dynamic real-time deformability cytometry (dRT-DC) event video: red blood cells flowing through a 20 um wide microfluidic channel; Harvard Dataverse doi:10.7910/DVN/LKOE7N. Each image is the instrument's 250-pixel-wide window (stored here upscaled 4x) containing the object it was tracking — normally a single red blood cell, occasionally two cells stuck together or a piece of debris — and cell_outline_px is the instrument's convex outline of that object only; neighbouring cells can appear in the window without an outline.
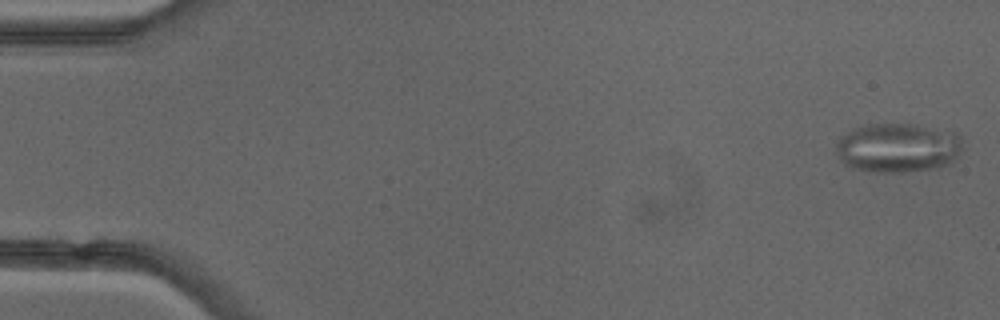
{"species": "common noctule bat (a hibernating species)", "species_latin": "Nyctalus noctula", "temperature_condition": "cold", "stored_images_in_passage": 51, "camera_frame_rate_fps": 3000, "um_per_image_px": 0.085, "animal": {"sex": "female"}, "frame": {"image": 1, "passage_image": 1, "time_ms": 0.0, "image_size_px": [1000, 320], "cell_outline_px": [[964, 148], [952, 164], [940, 168], [908, 172], [868, 172], [852, 168], [844, 164], [840, 160], [836, 152], [836, 144], [840, 136], [864, 124], [912, 124], [956, 132], [960, 136]], "centroid_in_image_um": [76.35, 12.58], "position_along_channel_um": 8.6, "area_um2": 37.11}}
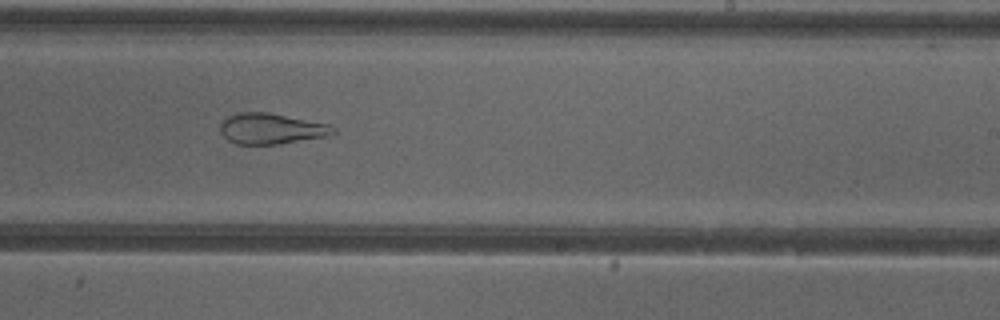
{"frame": {"image": 2, "passage_image": 31, "time_ms": 10.0, "image_size_px": [1000, 320], "cell_outline_px": [[336, 132], [328, 136], [276, 144], [236, 144], [228, 140], [220, 132], [220, 124], [228, 116], [240, 112], [268, 112], [328, 124], [336, 128]], "centroid_in_image_um": [23.05, 10.93], "position_along_channel_um": 266.0, "area_um2": 20.11}}
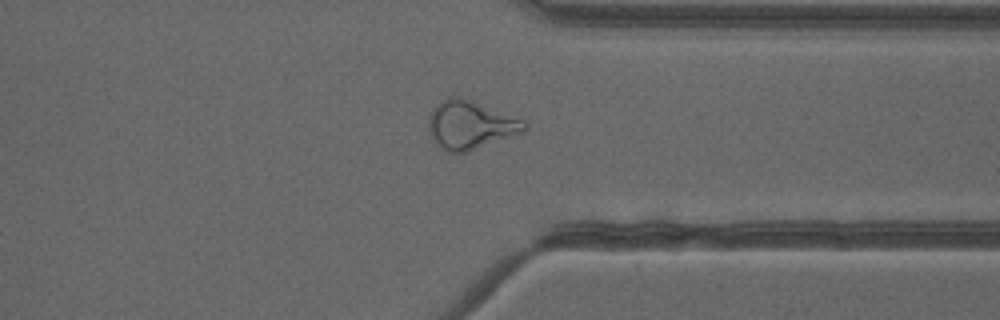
{"frame": {"image": 3, "passage_image": 39, "time_ms": 12.667, "image_size_px": [1000, 320], "cell_outline_px": [[528, 128], [524, 132], [468, 152], [444, 152], [428, 132], [428, 112], [440, 100], [448, 96], [460, 96], [472, 100], [524, 120]], "centroid_in_image_um": [39.94, 10.6], "position_along_channel_um": 371.5, "area_um2": 27.4}, "authors_computed_cell_mechanics": {"area_um2": 27.8018, "velocity_mm_per_s": 4.0089, "shape_relaxation_time_tau1_ms": null, "shape_relaxation_time_tau2_ms": 2.3934, "deformation_change_tau1": null, "deformation_change_tau2": 0.1084}}